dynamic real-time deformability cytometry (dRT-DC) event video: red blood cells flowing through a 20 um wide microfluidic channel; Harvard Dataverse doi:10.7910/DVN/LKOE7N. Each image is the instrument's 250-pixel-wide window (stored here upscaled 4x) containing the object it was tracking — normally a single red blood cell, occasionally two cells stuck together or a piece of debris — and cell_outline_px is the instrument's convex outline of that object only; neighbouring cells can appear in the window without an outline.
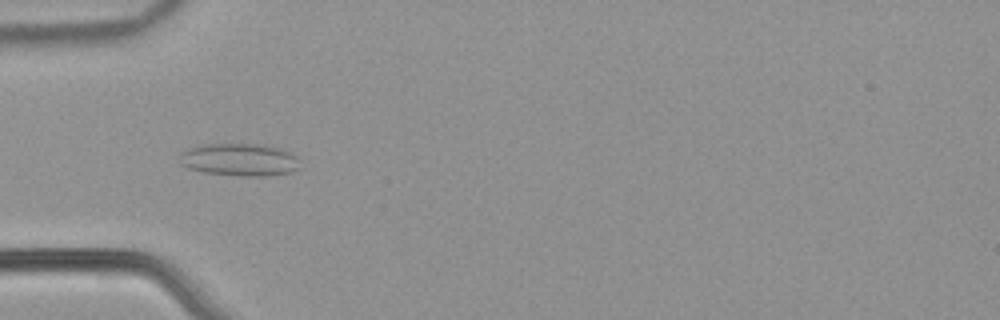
{"species": "common noctule bat (a hibernating species)", "species_latin": "Nyctalus noctula", "temperature_condition": "warm", "stored_images_in_passage": 48, "camera_frame_rate_fps": 3000, "um_per_image_px": 0.085, "animal": {"sex": "male", "body_mass_g": 21.5, "forearm_length_mm": 52.0}, "frame": {"image": 1, "passage_image": 13, "time_ms": 4.0, "image_size_px": [1000, 320], "cell_outline_px": [[296, 168], [292, 172], [264, 176], [244, 176], [204, 172], [188, 168], [180, 164], [180, 152], [188, 148], [208, 144], [252, 144], [276, 148], [288, 152], [296, 156]], "centroid_in_image_um": [20.27, 13.58], "position_along_channel_um": 64.7, "area_um2": 22.31}}
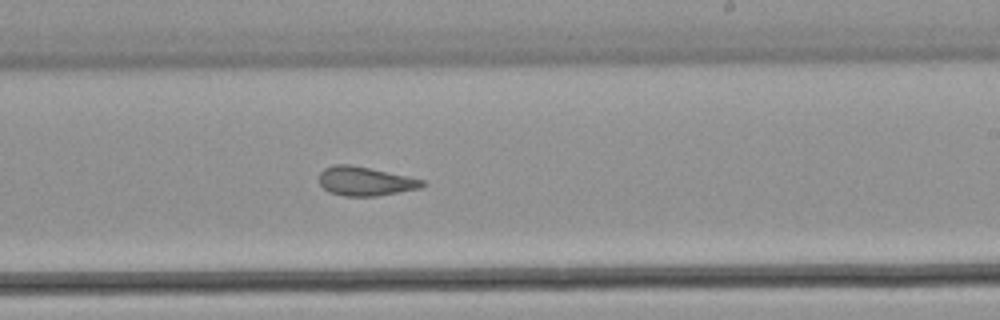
{"frame": {"image": 2, "passage_image": 28, "time_ms": 9.0, "image_size_px": [1000, 320], "cell_outline_px": [[428, 184], [420, 188], [376, 196], [344, 196], [328, 192], [320, 184], [320, 172], [324, 168], [332, 164], [348, 164], [408, 176], [424, 180]], "centroid_in_image_um": [31.04, 15.4], "position_along_channel_um": 258.0, "area_um2": 17.4}}
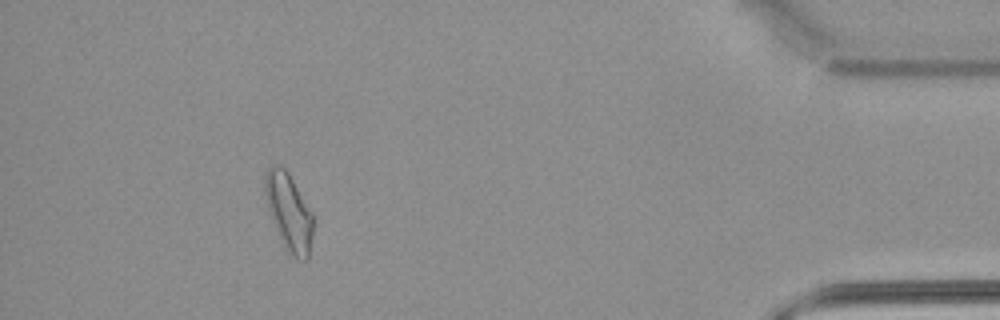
{"frame": {"image": 3, "passage_image": 44, "time_ms": 14.333, "image_size_px": [1000, 320], "cell_outline_px": [[312, 232], [308, 260], [296, 260], [284, 248], [268, 212], [264, 192], [264, 176], [268, 168], [272, 164], [276, 164], [284, 168], [288, 172], [312, 212]], "centroid_in_image_um": [24.52, 18.03], "position_along_channel_um": 410.7, "area_um2": 21.79}, "authors_computed_cell_mechanics": {"area_um2": 19.0162, "velocity_mm_per_s": 3.9054, "shape_relaxation_time_tau1_ms": null, "shape_relaxation_time_tau2_ms": 2.1673, "deformation_change_tau1": null, "deformation_change_tau2": 0.1122}}